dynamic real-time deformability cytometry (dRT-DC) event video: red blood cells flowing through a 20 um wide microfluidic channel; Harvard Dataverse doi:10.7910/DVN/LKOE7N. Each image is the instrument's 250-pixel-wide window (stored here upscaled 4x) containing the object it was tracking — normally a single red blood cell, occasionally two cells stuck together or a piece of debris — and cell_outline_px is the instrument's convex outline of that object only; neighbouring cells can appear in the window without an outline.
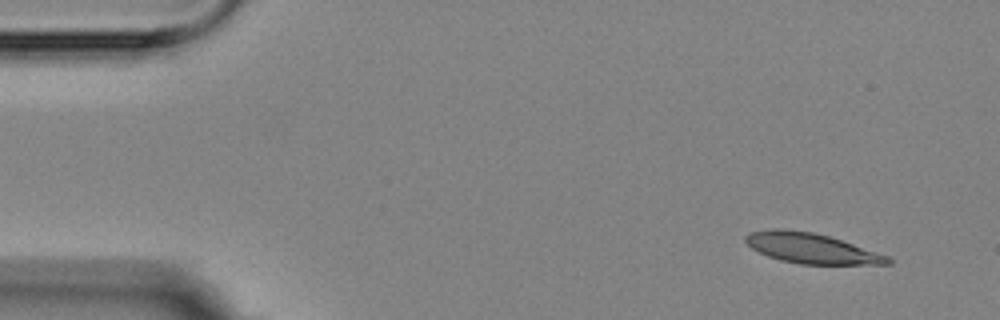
{"species": "Egyptian fruit bat (a non-hibernating species)", "species_latin": "Rousettus aegyptiacus", "temperature_condition": "room temperature", "stored_images_in_passage": 4, "camera_frame_rate_fps": 3000, "um_per_image_px": 0.085, "animal": {"sex": "female"}, "frame": {"image": 1, "passage_image": 1, "time_ms": 0.0, "image_size_px": [1000, 320], "cell_outline_px": [[892, 264], [800, 264], [780, 260], [768, 256], [752, 248], [744, 240], [744, 236], [748, 232], [772, 228], [780, 228], [812, 232], [828, 236], [888, 256], [892, 260]], "centroid_in_image_um": [68.9, 21.1], "position_along_channel_um": 16.1, "area_um2": 24.8}}